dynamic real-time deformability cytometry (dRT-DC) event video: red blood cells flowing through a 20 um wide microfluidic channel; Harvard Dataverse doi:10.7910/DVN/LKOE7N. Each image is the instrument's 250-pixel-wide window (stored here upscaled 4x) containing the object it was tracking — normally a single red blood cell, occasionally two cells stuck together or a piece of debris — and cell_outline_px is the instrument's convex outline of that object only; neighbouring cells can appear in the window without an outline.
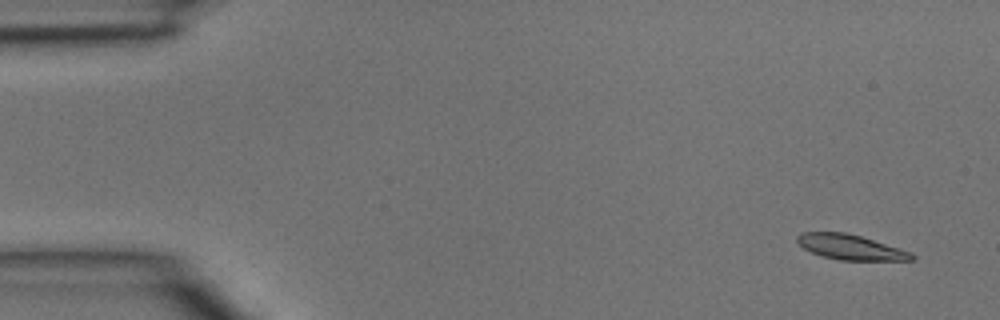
{"species": "common noctule bat (a hibernating species)", "species_latin": "Nyctalus noctula", "temperature_condition": "room temperature", "stored_images_in_passage": 3, "camera_frame_rate_fps": 3000, "um_per_image_px": 0.085, "animal": {"sex": "male", "body_mass_g": 15.6}, "frame": {"image": 1, "passage_image": 1, "time_ms": 0.0, "image_size_px": [1000, 320], "cell_outline_px": [[916, 260], [840, 260], [824, 256], [812, 252], [804, 248], [796, 240], [796, 236], [800, 232], [844, 232], [860, 236], [912, 252], [916, 256]], "centroid_in_image_um": [72.31, 21.0], "position_along_channel_um": 12.7, "area_um2": 16.59}}
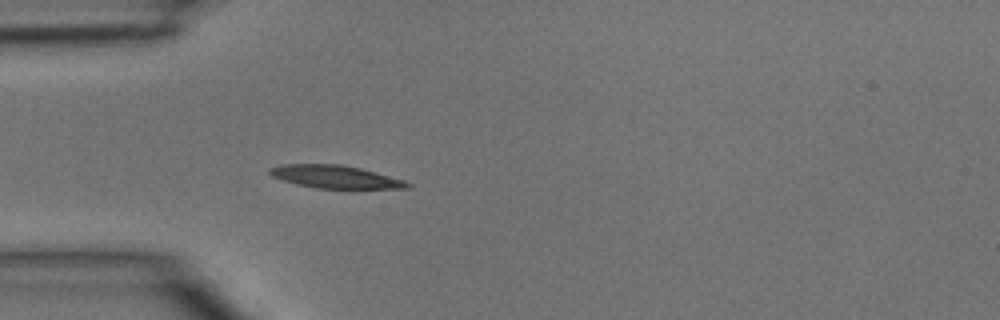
{"frame": {"image": 2, "passage_image": 3, "time_ms": 0.667, "image_size_px": [1000, 320], "cell_outline_px": [[412, 184], [408, 188], [316, 188], [296, 184], [272, 176], [268, 172], [268, 168], [280, 164], [340, 164], [360, 168], [404, 180]], "centroid_in_image_um": [28.46, 15.02], "position_along_channel_um": 56.5, "area_um2": 18.15}}